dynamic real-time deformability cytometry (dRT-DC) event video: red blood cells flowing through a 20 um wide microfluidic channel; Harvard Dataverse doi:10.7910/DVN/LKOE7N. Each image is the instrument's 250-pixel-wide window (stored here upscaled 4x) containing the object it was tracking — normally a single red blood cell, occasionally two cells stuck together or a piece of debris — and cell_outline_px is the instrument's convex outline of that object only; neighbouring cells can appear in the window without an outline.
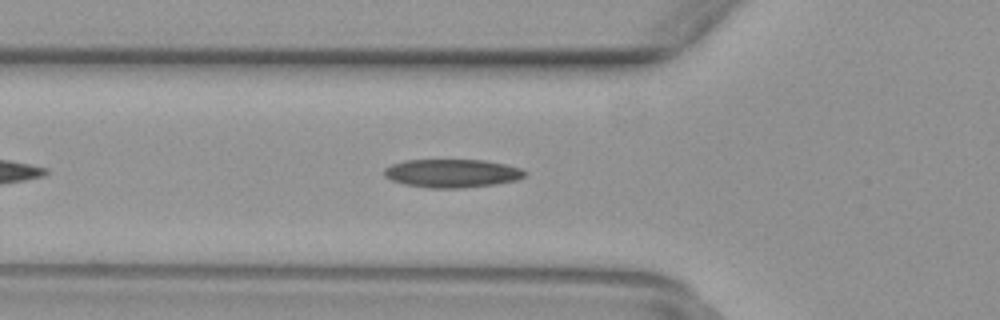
{"species": "common noctule bat (a hibernating species)", "species_latin": "Nyctalus noctula", "temperature_condition": "warm", "stored_images_in_passage": 40, "camera_frame_rate_fps": 3000, "um_per_image_px": 0.085, "animal": {"sex": "female", "body_mass_g": 29.2, "forearm_length_mm": 56.3}, "frame": {"image": 1, "passage_image": 7, "time_ms": 2.0, "image_size_px": [1000, 320], "cell_outline_px": [[528, 172], [524, 176], [516, 180], [496, 184], [464, 188], [428, 188], [404, 184], [392, 180], [384, 176], [384, 168], [392, 164], [404, 160], [484, 160], [504, 164], [520, 168]], "centroid_in_image_um": [38.41, 14.73], "position_along_channel_um": 87.4, "area_um2": 23.29}}
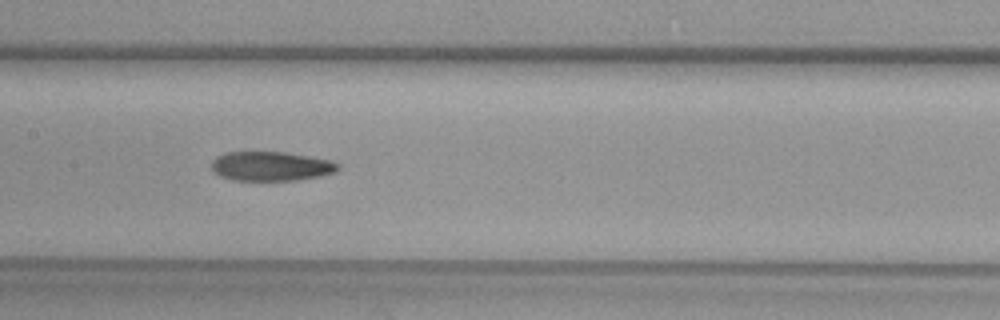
{"frame": {"image": 2, "passage_image": 14, "time_ms": 4.333, "image_size_px": [1000, 320], "cell_outline_px": [[340, 168], [336, 172], [320, 176], [296, 180], [232, 180], [220, 176], [212, 172], [212, 160], [216, 156], [224, 152], [284, 152], [332, 160], [340, 164]], "centroid_in_image_um": [23.03, 14.12], "position_along_channel_um": 184.4, "area_um2": 21.79}}
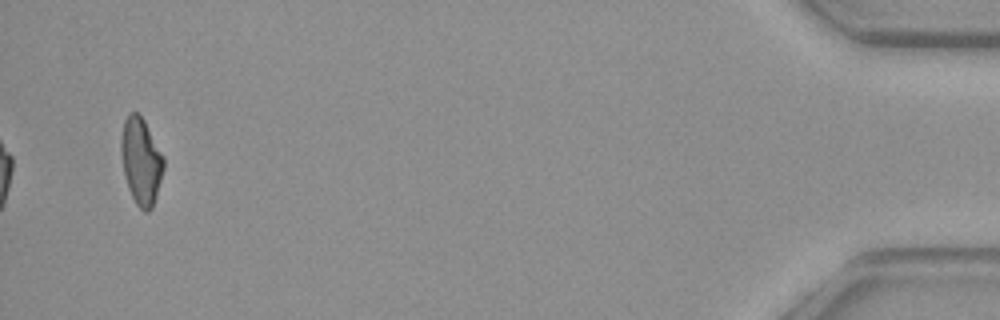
{"frame": {"image": 3, "passage_image": 38, "time_ms": 12.333, "image_size_px": [1000, 320], "cell_outline_px": [[164, 168], [156, 196], [152, 208], [148, 212], [144, 212], [136, 204], [128, 188], [124, 172], [120, 152], [120, 140], [124, 120], [128, 112], [136, 112], [144, 120], [164, 156]], "centroid_in_image_um": [11.98, 13.68], "position_along_channel_um": 423.2, "area_um2": 21.56}}